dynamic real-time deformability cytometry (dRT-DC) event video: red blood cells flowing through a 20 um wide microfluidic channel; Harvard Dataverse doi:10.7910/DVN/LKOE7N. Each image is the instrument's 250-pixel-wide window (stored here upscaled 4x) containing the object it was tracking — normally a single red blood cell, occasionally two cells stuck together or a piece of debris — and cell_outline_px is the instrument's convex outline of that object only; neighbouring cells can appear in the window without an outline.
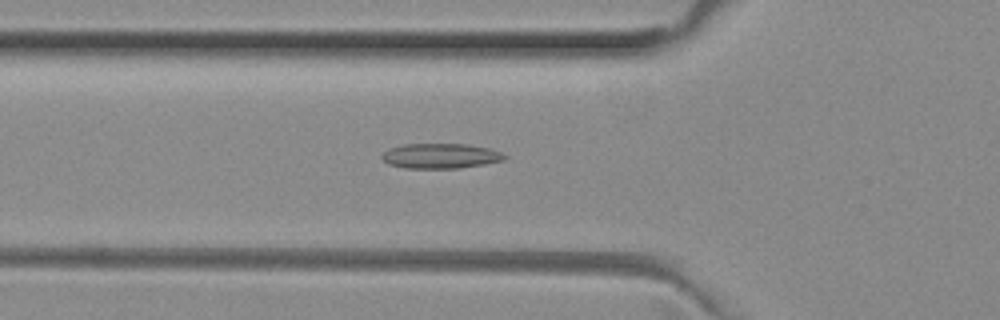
{"species": "common noctule bat (a hibernating species)", "species_latin": "Nyctalus noctula", "temperature_condition": "room temperature", "stored_images_in_passage": 52, "camera_frame_rate_fps": 3000, "um_per_image_px": 0.085, "animal": {"sex": "female", "body_mass_g": 29.2, "forearm_length_mm": 56.3}, "frame": {"image": 1, "passage_image": 18, "time_ms": 5.667, "image_size_px": [1000, 320], "cell_outline_px": [[508, 156], [504, 160], [484, 164], [460, 168], [404, 168], [388, 164], [380, 156], [388, 148], [404, 144], [468, 144], [492, 148]], "centroid_in_image_um": [37.45, 13.25], "position_along_channel_um": 88.3, "area_um2": 18.03}}
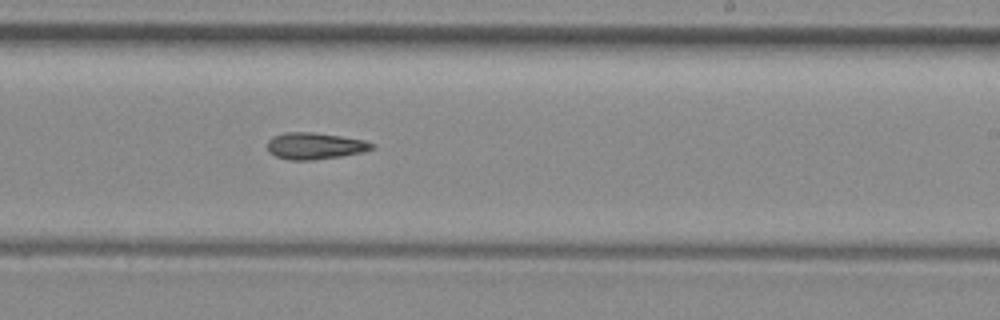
{"frame": {"image": 2, "passage_image": 31, "time_ms": 10.0, "image_size_px": [1000, 320], "cell_outline_px": [[376, 148], [364, 152], [340, 156], [312, 160], [288, 160], [276, 156], [268, 152], [268, 140], [272, 136], [284, 132], [312, 132], [340, 136], [364, 140], [376, 144]], "centroid_in_image_um": [26.78, 12.4], "position_along_channel_um": 262.2, "area_um2": 16.36}}
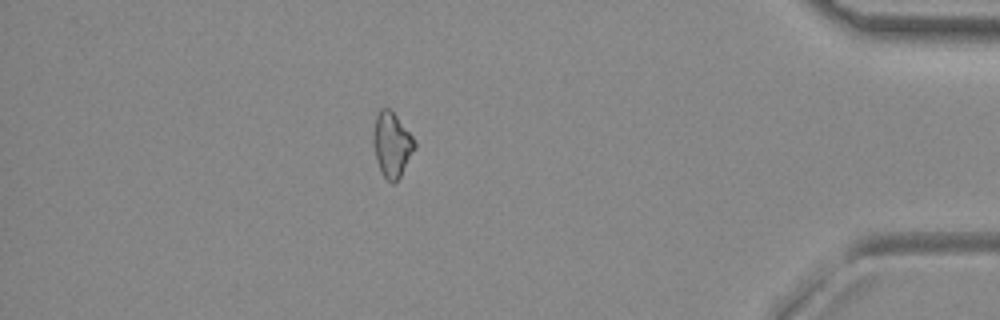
{"frame": {"image": 3, "passage_image": 45, "time_ms": 14.667, "image_size_px": [1000, 320], "cell_outline_px": [[416, 148], [400, 176], [392, 184], [384, 176], [376, 160], [372, 144], [372, 136], [376, 116], [380, 108], [388, 108], [396, 116], [416, 140]], "centroid_in_image_um": [33.3, 12.28], "position_along_channel_um": 401.9, "area_um2": 15.55}}